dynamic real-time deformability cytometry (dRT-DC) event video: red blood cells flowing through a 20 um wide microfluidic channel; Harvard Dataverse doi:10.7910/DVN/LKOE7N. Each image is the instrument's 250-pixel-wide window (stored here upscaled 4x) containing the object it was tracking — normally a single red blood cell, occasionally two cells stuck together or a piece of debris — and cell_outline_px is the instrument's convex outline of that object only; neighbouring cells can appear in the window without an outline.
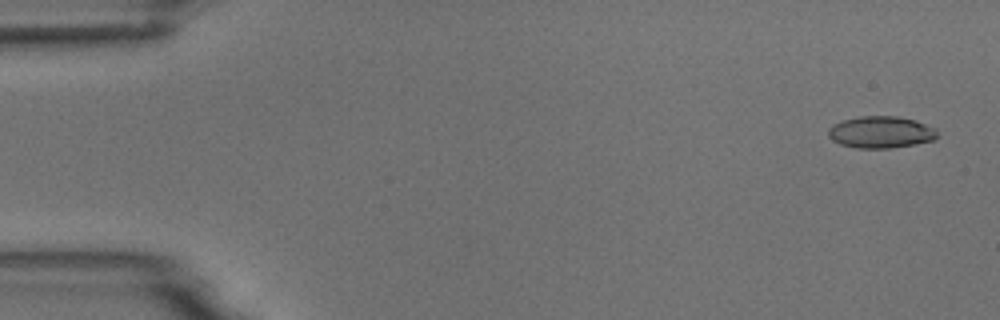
{"species": "common noctule bat (a hibernating species)", "species_latin": "Nyctalus noctula", "temperature_condition": "room temperature", "stored_images_in_passage": 4, "camera_frame_rate_fps": 3000, "um_per_image_px": 0.085, "animal": {"sex": "male", "body_mass_g": 18.8}, "frame": {"image": 1, "passage_image": 1, "time_ms": 0.0, "image_size_px": [1000, 320], "cell_outline_px": [[936, 140], [916, 144], [888, 148], [856, 148], [840, 144], [832, 140], [828, 136], [828, 128], [832, 124], [844, 120], [860, 116], [896, 116], [916, 120], [936, 128]], "centroid_in_image_um": [74.87, 11.23], "position_along_channel_um": 10.1, "area_um2": 20.35}}
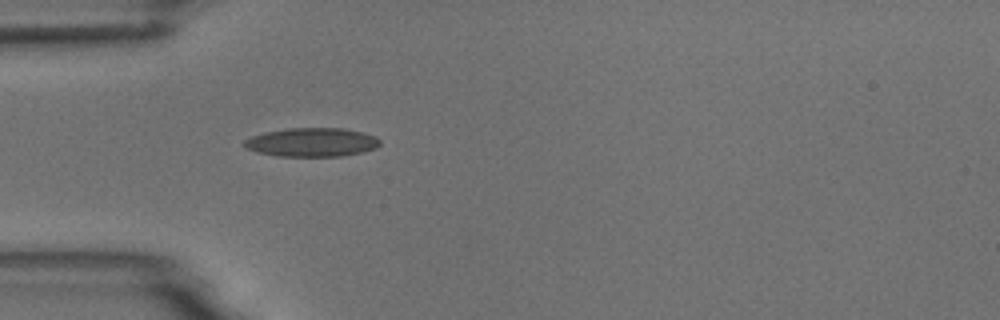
{"frame": {"image": 2, "passage_image": 4, "time_ms": 4.667, "image_size_px": [1000, 320], "cell_outline_px": [[380, 144], [376, 148], [360, 152], [340, 156], [276, 156], [256, 152], [244, 148], [244, 140], [252, 136], [264, 132], [288, 128], [344, 128], [364, 132], [376, 136], [380, 140]], "centroid_in_image_um": [26.49, 12.08], "position_along_channel_um": 58.5, "area_um2": 22.89}}